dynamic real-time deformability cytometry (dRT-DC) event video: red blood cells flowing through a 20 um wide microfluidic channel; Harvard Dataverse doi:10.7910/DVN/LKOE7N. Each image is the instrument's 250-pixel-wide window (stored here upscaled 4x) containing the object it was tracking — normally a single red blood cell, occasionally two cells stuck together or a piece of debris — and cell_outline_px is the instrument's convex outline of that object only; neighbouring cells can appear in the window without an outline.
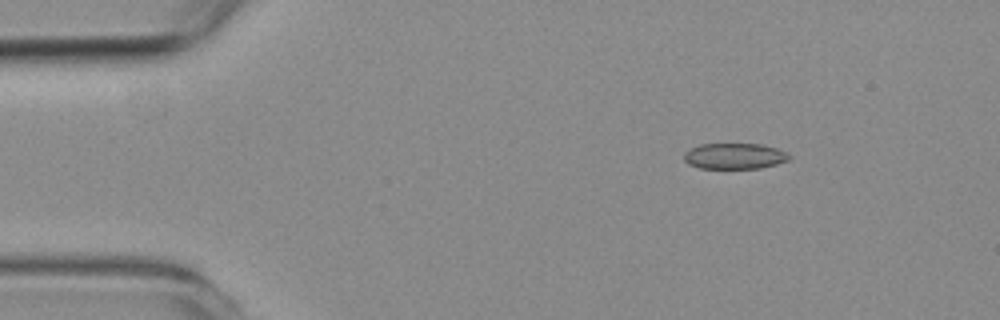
{"species": "common noctule bat (a hibernating species)", "species_latin": "Nyctalus noctula", "temperature_condition": "room temperature", "stored_images_in_passage": 14, "camera_frame_rate_fps": 3000, "um_per_image_px": 0.085, "animal": {"sex": "female", "body_mass_g": 19.3, "forearm_length_mm": 54.1}, "frame": {"image": 1, "passage_image": 7, "time_ms": 2.0, "image_size_px": [1000, 320], "cell_outline_px": [[792, 156], [788, 160], [776, 164], [760, 168], [700, 168], [688, 164], [684, 160], [684, 152], [688, 148], [700, 144], [764, 144], [788, 152]], "centroid_in_image_um": [62.43, 13.26], "position_along_channel_um": 22.6, "area_um2": 16.01}}